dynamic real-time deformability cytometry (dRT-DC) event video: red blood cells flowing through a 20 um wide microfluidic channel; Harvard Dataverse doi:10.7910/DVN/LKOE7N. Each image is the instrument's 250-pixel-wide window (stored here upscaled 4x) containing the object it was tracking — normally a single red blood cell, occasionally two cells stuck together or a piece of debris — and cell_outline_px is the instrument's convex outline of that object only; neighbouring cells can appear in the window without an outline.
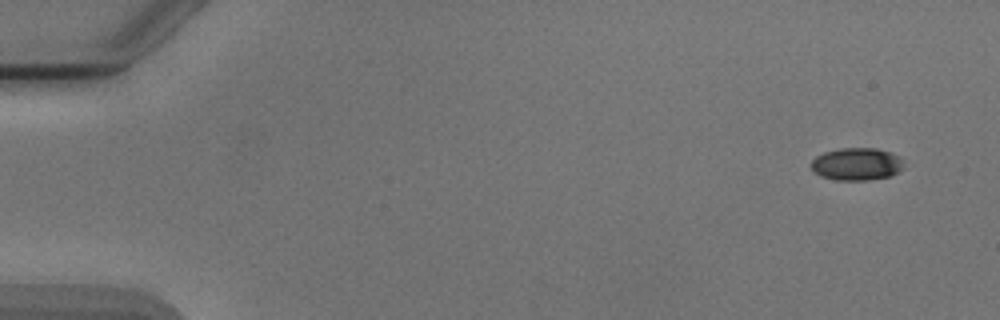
{"species": "Egyptian fruit bat (a non-hibernating species)", "species_latin": "Rousettus aegyptiacus", "temperature_condition": "cold", "stored_images_in_passage": 5, "camera_frame_rate_fps": 3000, "um_per_image_px": 0.085, "animal": {"sex": "male"}, "frame": {"image": 1, "passage_image": 1, "time_ms": 0.0, "image_size_px": [1000, 320], "cell_outline_px": [[904, 168], [892, 176], [868, 180], [836, 180], [820, 176], [812, 168], [812, 160], [816, 156], [824, 152], [840, 148], [876, 148], [900, 156], [904, 164]], "centroid_in_image_um": [72.85, 13.95], "position_along_channel_um": 12.1, "area_um2": 17.63}}